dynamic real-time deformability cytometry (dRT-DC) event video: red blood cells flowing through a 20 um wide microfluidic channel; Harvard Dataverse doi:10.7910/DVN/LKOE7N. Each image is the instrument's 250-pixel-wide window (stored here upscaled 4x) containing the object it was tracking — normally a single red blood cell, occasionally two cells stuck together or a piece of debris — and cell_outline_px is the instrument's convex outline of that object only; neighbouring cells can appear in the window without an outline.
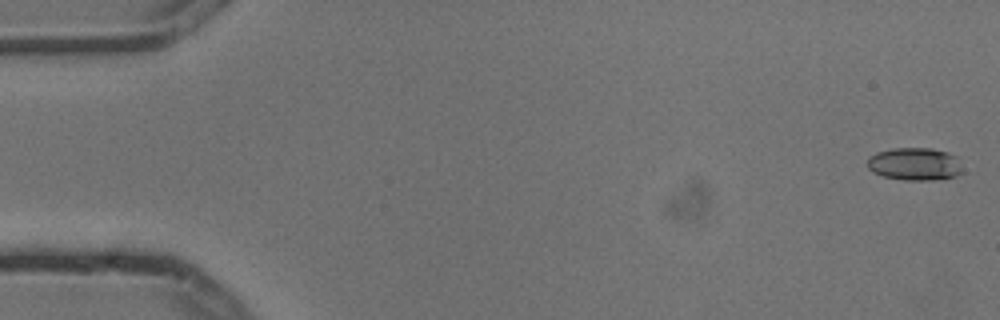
{"species": "common noctule bat (a hibernating species)", "species_latin": "Nyctalus noctula", "temperature_condition": "cold", "stored_images_in_passage": 6, "camera_frame_rate_fps": 3000, "um_per_image_px": 0.085, "animal": {"sex": "male", "body_mass_g": 13.3}, "frame": {"image": 1, "passage_image": 1, "time_ms": 0.0, "image_size_px": [1000, 320], "cell_outline_px": [[964, 172], [956, 176], [932, 180], [904, 180], [884, 176], [872, 172], [868, 168], [868, 156], [876, 152], [892, 148], [932, 148], [948, 152], [956, 156]], "centroid_in_image_um": [77.76, 13.93], "position_along_channel_um": 7.2, "area_um2": 18.32}}
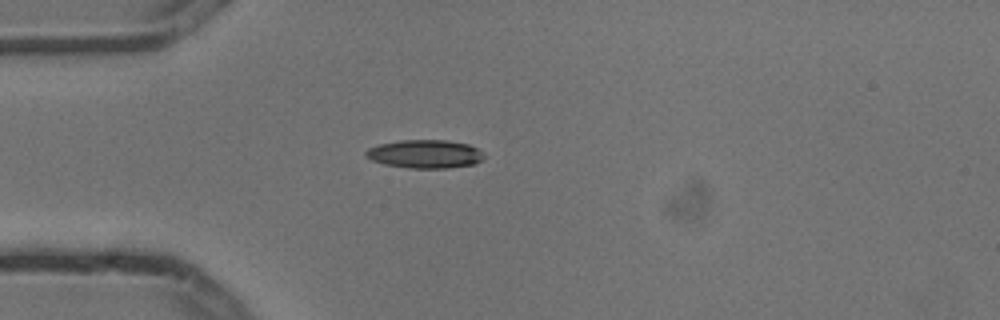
{"frame": {"image": 2, "passage_image": 5, "time_ms": 1.333, "image_size_px": [1000, 320], "cell_outline_px": [[484, 156], [480, 160], [472, 164], [448, 168], [408, 168], [384, 164], [372, 160], [364, 156], [364, 152], [368, 148], [380, 144], [400, 140], [448, 140], [468, 144], [484, 152]], "centroid_in_image_um": [36.1, 13.08], "position_along_channel_um": 48.9, "area_um2": 19.54}}